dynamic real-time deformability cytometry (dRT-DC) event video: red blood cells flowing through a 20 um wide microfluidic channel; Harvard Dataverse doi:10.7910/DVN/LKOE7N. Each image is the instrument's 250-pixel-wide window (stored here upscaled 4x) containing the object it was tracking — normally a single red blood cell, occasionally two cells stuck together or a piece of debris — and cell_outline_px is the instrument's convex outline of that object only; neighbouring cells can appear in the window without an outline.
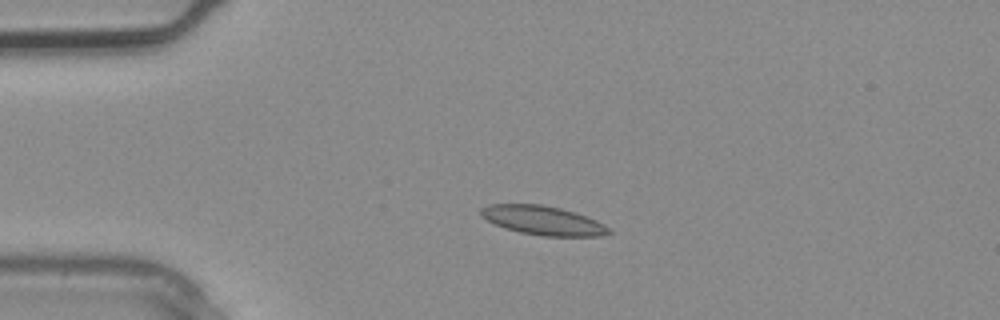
{"species": "common noctule bat (a hibernating species)", "species_latin": "Nyctalus noctula", "temperature_condition": "warm", "stored_images_in_passage": 2, "camera_frame_rate_fps": 3000, "um_per_image_px": 0.085, "animal": {"sex": "male", "body_mass_g": 20.4}, "frame": {"image": 1, "passage_image": 2, "time_ms": 0.333, "image_size_px": [1000, 320], "cell_outline_px": [[612, 232], [600, 236], [544, 236], [520, 232], [504, 228], [480, 216], [480, 208], [488, 204], [540, 204], [560, 208], [596, 220], [604, 224]], "centroid_in_image_um": [46.11, 18.73], "position_along_channel_um": 38.9, "area_um2": 21.44}}